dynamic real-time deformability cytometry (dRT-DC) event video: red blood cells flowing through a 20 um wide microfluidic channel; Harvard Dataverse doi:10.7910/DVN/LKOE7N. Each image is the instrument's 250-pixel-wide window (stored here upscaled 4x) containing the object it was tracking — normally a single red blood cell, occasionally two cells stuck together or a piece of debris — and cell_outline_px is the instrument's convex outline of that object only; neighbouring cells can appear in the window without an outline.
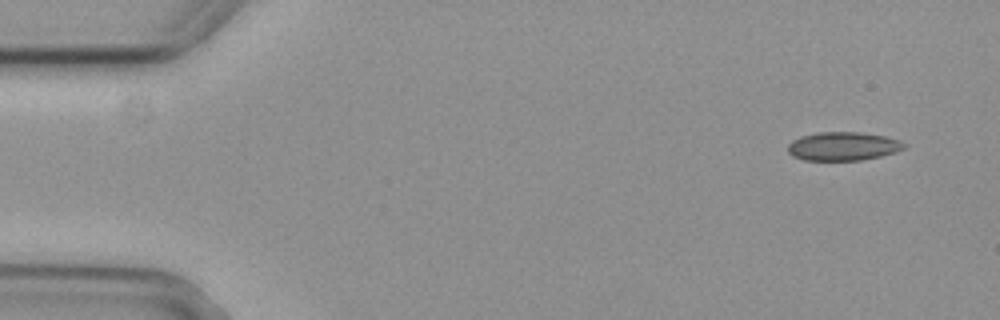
{"species": "common noctule bat (a hibernating species)", "species_latin": "Nyctalus noctula", "temperature_condition": "cold", "stored_images_in_passage": 6, "camera_frame_rate_fps": 3000, "um_per_image_px": 0.085, "animal": {"sex": "female", "body_mass_g": 29.2, "forearm_length_mm": 56.3}, "frame": {"image": 1, "passage_image": 1, "time_ms": 0.0, "image_size_px": [1000, 320], "cell_outline_px": [[908, 144], [904, 148], [896, 152], [880, 156], [860, 160], [804, 160], [792, 156], [788, 152], [788, 144], [792, 140], [800, 136], [816, 132], [860, 132], [884, 136], [900, 140]], "centroid_in_image_um": [71.65, 12.42], "position_along_channel_um": 13.4, "area_um2": 19.48}}
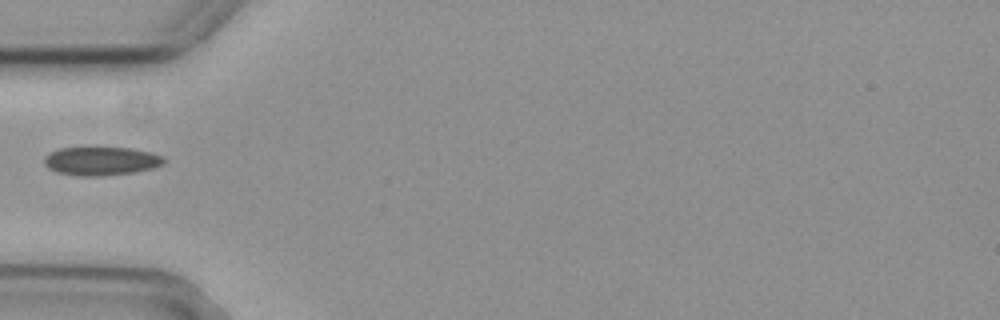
{"frame": {"image": 2, "passage_image": 5, "time_ms": 1.333, "image_size_px": [1000, 320], "cell_outline_px": [[164, 164], [152, 168], [132, 172], [100, 176], [80, 176], [56, 172], [48, 168], [44, 164], [44, 156], [60, 148], [128, 148], [148, 152], [160, 156], [164, 160]], "centroid_in_image_um": [8.54, 13.7], "position_along_channel_um": 76.5, "area_um2": 19.54}}
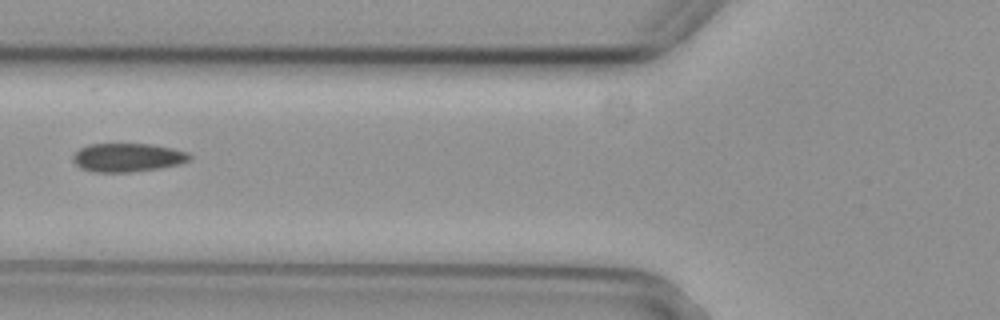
{"frame": {"image": 3, "passage_image": 6, "time_ms": 1.667, "image_size_px": [1000, 320], "cell_outline_px": [[192, 156], [188, 160], [180, 164], [160, 168], [128, 172], [96, 172], [80, 168], [72, 160], [72, 156], [80, 148], [88, 144], [148, 144], [172, 148], [188, 152]], "centroid_in_image_um": [10.83, 13.39], "position_along_channel_um": 115.0, "area_um2": 19.36}}